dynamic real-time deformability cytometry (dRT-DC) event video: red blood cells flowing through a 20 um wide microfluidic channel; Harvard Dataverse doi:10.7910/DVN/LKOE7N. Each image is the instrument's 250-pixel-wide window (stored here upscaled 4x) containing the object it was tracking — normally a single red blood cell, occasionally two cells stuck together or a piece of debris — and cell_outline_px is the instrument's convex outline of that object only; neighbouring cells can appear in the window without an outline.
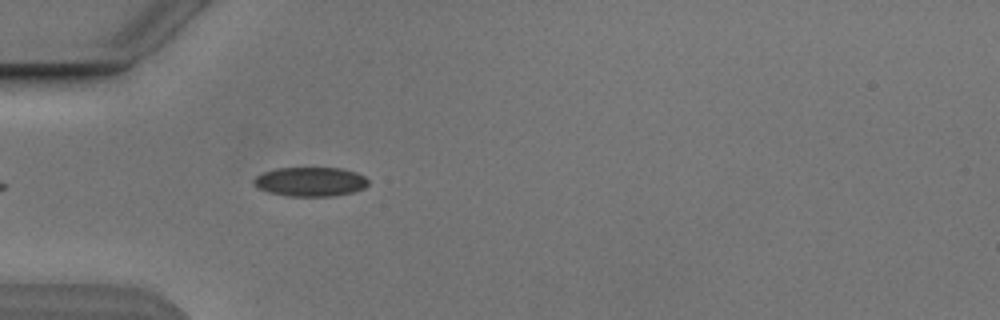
{"species": "Egyptian fruit bat (a non-hibernating species)", "species_latin": "Rousettus aegyptiacus", "temperature_condition": "cold", "stored_images_in_passage": 3, "camera_frame_rate_fps": 3000, "um_per_image_px": 0.085, "animal": {"sex": "male"}, "frame": {"image": 1, "passage_image": 3, "time_ms": 2.667, "image_size_px": [1000, 320], "cell_outline_px": [[368, 184], [364, 188], [352, 192], [332, 196], [288, 196], [268, 192], [256, 188], [252, 184], [252, 180], [256, 176], [264, 172], [276, 168], [340, 168], [356, 172], [364, 176], [368, 180]], "centroid_in_image_um": [26.34, 15.44], "position_along_channel_um": 58.7, "area_um2": 19.59}}